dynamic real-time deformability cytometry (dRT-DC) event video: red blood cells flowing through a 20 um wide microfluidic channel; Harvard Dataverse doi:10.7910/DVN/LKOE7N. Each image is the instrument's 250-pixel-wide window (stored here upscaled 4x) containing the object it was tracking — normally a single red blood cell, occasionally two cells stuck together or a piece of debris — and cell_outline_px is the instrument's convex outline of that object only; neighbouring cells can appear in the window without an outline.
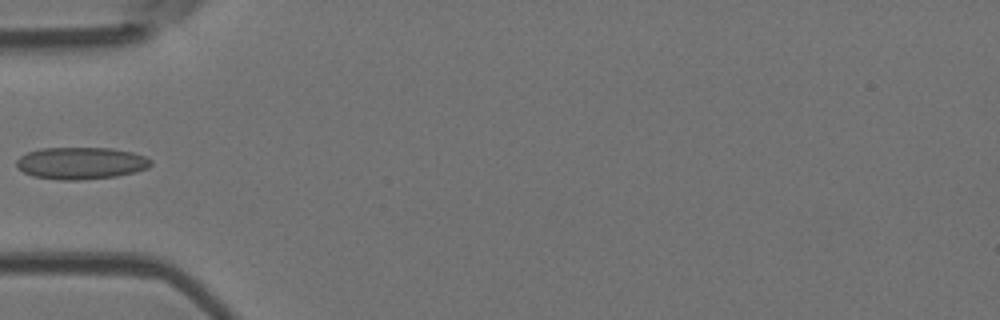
{"species": "Egyptian fruit bat (a non-hibernating species)", "species_latin": "Rousettus aegyptiacus", "temperature_condition": "room temperature", "stored_images_in_passage": 4, "camera_frame_rate_fps": 3000, "um_per_image_px": 0.085, "animal": {"sex": "female"}, "frame": {"image": 1, "passage_image": 4, "time_ms": 4.333, "image_size_px": [1000, 320], "cell_outline_px": [[152, 164], [148, 168], [136, 172], [116, 176], [80, 180], [60, 180], [32, 176], [24, 172], [16, 164], [16, 160], [20, 156], [28, 152], [40, 148], [112, 148], [132, 152], [144, 156], [152, 160]], "centroid_in_image_um": [6.9, 13.87], "position_along_channel_um": 78.1, "area_um2": 25.14}}